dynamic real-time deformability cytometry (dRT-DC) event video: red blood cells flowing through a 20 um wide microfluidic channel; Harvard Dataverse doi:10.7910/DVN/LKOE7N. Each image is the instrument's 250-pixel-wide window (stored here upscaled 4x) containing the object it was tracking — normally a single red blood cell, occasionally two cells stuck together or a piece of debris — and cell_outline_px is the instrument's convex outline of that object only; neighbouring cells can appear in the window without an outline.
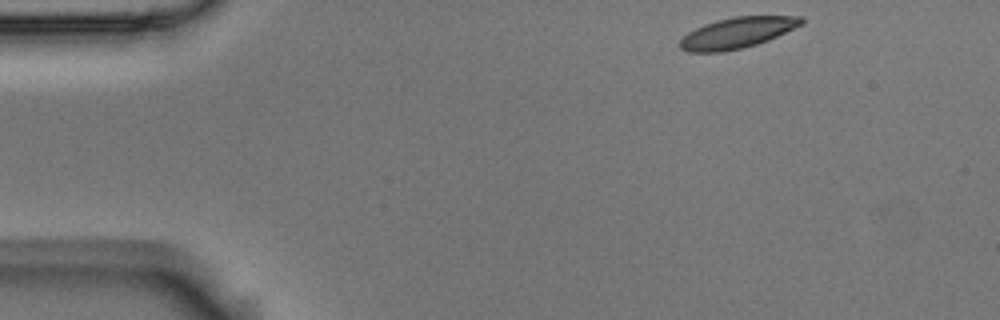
{"species": "Egyptian fruit bat (a non-hibernating species)", "species_latin": "Rousettus aegyptiacus", "temperature_condition": "room temperature", "stored_images_in_passage": 49, "camera_frame_rate_fps": 3000, "um_per_image_px": 0.085, "animal": {"sex": "male"}, "frame": {"image": 1, "passage_image": 1, "time_ms": 0.0, "image_size_px": [1000, 320], "cell_outline_px": [[804, 24], [768, 40], [756, 44], [740, 48], [720, 52], [688, 52], [680, 48], [680, 40], [688, 32], [704, 24], [716, 20], [732, 16], [804, 16]], "centroid_in_image_um": [62.68, 2.77], "position_along_channel_um": 22.3, "area_um2": 21.79}}
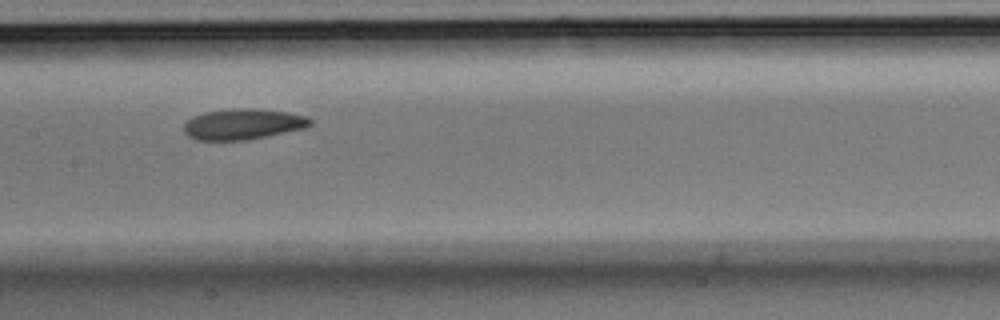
{"frame": {"image": 2, "passage_image": 21, "time_ms": 6.667, "image_size_px": [1000, 320], "cell_outline_px": [[312, 124], [308, 128], [268, 136], [244, 140], [196, 140], [188, 136], [184, 132], [184, 124], [192, 116], [204, 112], [232, 108], [256, 108], [288, 112], [308, 116], [312, 120]], "centroid_in_image_um": [20.69, 10.54], "position_along_channel_um": 186.7, "area_um2": 23.0}}
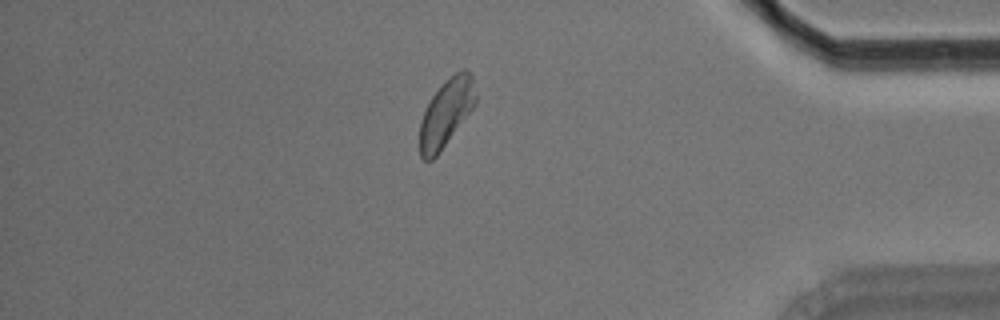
{"frame": {"image": 3, "passage_image": 41, "time_ms": 13.333, "image_size_px": [1000, 320], "cell_outline_px": [[476, 104], [440, 152], [432, 160], [424, 160], [420, 156], [420, 120], [432, 96], [460, 68], [464, 68], [472, 76], [476, 96]], "centroid_in_image_um": [37.93, 9.62], "position_along_channel_um": 397.3, "area_um2": 21.56}, "authors_computed_cell_mechanics": {"area_um2": 22.542, "velocity_mm_per_s": 3.6511, "shape_relaxation_time_tau1_ms": 5.4059, "shape_relaxation_time_tau2_ms": 1.9089, "deformation_change_tau1": 0.117, "deformation_change_tau2": 0.0667}}